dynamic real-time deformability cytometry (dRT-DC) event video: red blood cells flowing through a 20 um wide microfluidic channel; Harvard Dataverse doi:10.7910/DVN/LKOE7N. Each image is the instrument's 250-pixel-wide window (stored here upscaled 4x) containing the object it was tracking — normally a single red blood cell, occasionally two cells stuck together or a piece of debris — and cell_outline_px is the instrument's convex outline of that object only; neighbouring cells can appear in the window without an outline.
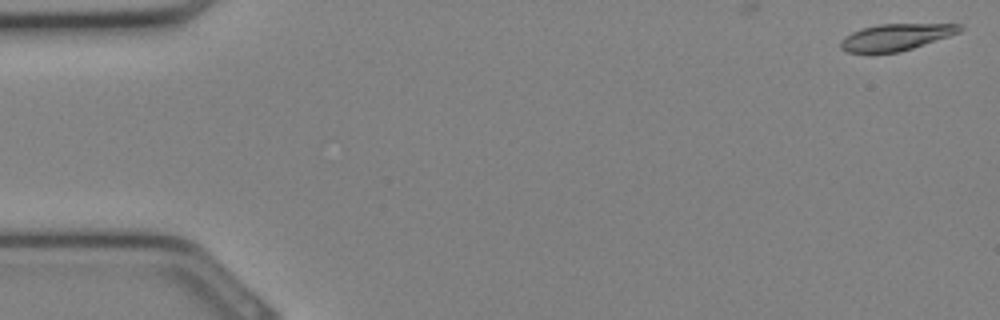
{"species": "Egyptian fruit bat (a non-hibernating species)", "species_latin": "Rousettus aegyptiacus", "temperature_condition": "cold", "stored_images_in_passage": 7, "camera_frame_rate_fps": 3000, "um_per_image_px": 0.085, "animal": {"sex": "female"}, "frame": {"image": 1, "passage_image": 1, "time_ms": 0.0, "image_size_px": [1000, 320], "cell_outline_px": [[964, 28], [960, 32], [900, 52], [848, 52], [840, 48], [840, 40], [844, 36], [852, 32], [864, 28], [880, 24], [964, 24]], "centroid_in_image_um": [76.16, 3.14], "position_along_channel_um": 8.8, "area_um2": 18.26}}